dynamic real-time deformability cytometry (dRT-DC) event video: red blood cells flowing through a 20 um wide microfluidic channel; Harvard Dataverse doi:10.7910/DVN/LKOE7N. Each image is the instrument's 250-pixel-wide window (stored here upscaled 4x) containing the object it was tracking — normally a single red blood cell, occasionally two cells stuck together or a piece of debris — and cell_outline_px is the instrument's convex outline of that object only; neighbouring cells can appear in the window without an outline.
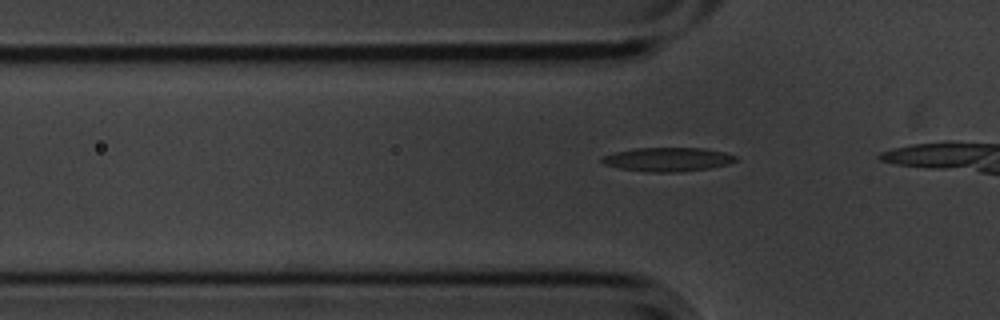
{"species": "common noctule bat (a hibernating species)", "species_latin": "Nyctalus noctula", "temperature_condition": "cold", "stored_images_in_passage": 10, "camera_frame_rate_fps": 3000, "um_per_image_px": 0.085, "animal": {"sex": "male", "body_mass_g": 20.1, "forearm_length_mm": 53.5}, "frame": {"image": 1, "passage_image": 5, "time_ms": 1.333, "image_size_px": [1000, 320], "cell_outline_px": [[736, 160], [728, 164], [708, 168], [676, 172], [648, 172], [620, 168], [604, 164], [600, 160], [600, 156], [616, 152], [636, 148], [704, 148], [724, 152], [736, 156]], "centroid_in_image_um": [56.72, 13.54], "position_along_channel_um": 69.1, "area_um2": 18.5}}
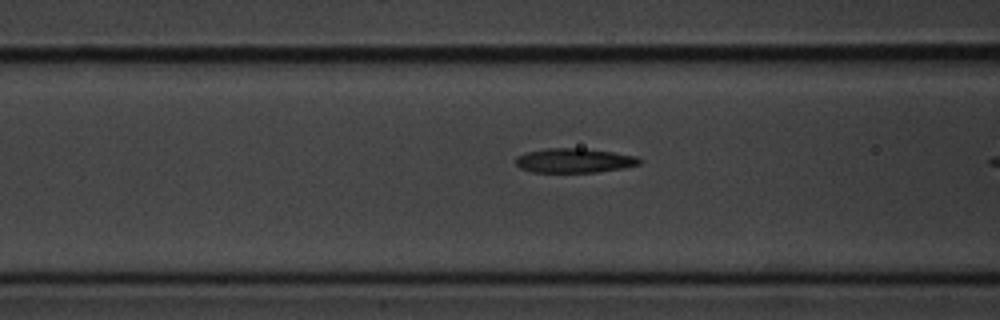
{"frame": {"image": 2, "passage_image": 9, "time_ms": 2.667, "image_size_px": [1000, 320], "cell_outline_px": [[640, 164], [620, 168], [596, 172], [532, 172], [520, 168], [516, 164], [516, 156], [528, 152], [548, 148], [584, 148], [612, 152], [636, 156], [640, 160]], "centroid_in_image_um": [48.78, 13.64], "position_along_channel_um": 117.8, "area_um2": 17.4}}